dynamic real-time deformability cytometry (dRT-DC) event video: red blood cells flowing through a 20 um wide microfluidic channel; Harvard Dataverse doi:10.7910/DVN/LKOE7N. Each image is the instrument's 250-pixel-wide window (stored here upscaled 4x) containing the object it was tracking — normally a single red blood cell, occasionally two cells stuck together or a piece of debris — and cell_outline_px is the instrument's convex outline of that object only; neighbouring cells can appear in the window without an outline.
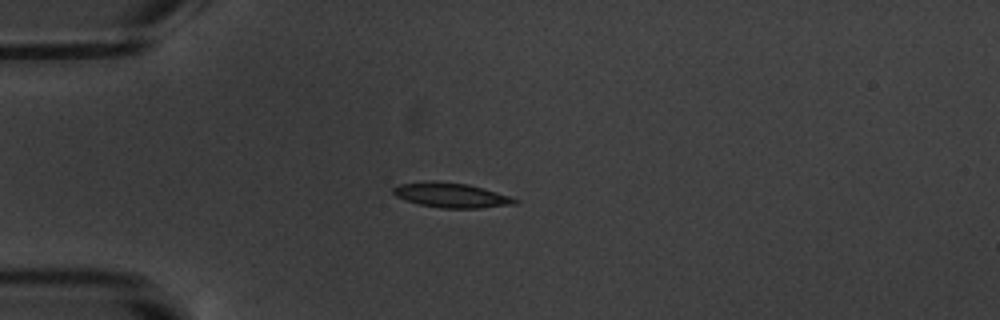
{"species": "common noctule bat (a hibernating species)", "species_latin": "Nyctalus noctula", "temperature_condition": "warm", "stored_images_in_passage": 4, "camera_frame_rate_fps": 3000, "um_per_image_px": 0.085, "animal": {"sex": "male", "body_mass_g": 20.1, "forearm_length_mm": 53.5}, "frame": {"image": 1, "passage_image": 4, "time_ms": 3.333, "image_size_px": [1000, 320], "cell_outline_px": [[520, 200], [516, 204], [480, 208], [440, 208], [420, 204], [396, 196], [392, 192], [392, 188], [400, 184], [432, 180], [468, 184], [496, 192]], "centroid_in_image_um": [38.35, 16.59], "position_along_channel_um": 46.6, "area_um2": 17.4}}